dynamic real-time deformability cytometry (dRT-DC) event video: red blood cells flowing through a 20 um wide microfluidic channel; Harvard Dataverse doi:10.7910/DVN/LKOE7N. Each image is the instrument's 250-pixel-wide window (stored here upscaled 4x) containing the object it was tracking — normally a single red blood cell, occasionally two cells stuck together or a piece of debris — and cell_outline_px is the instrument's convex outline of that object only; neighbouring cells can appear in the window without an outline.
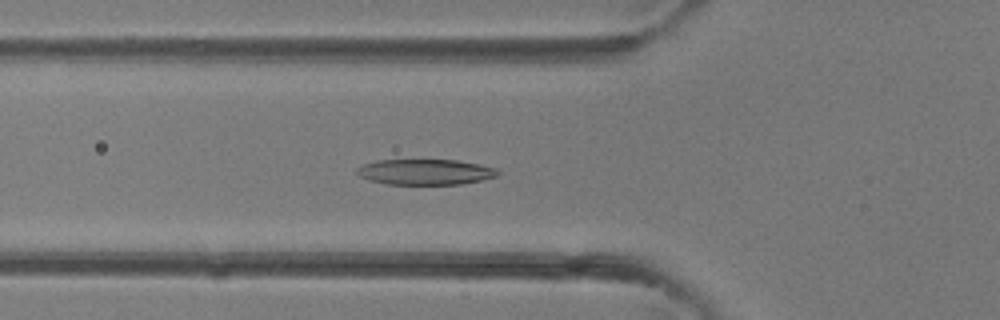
{"species": "common noctule bat (a hibernating species)", "species_latin": "Nyctalus noctula", "temperature_condition": "room temperature", "stored_images_in_passage": 41, "camera_frame_rate_fps": 3000, "um_per_image_px": 0.085, "animal": {"sex": "female"}, "frame": {"image": 1, "passage_image": 15, "time_ms": 4.667, "image_size_px": [1000, 320], "cell_outline_px": [[500, 172], [496, 176], [484, 180], [460, 184], [388, 184], [368, 180], [360, 176], [356, 172], [356, 168], [364, 164], [376, 160], [456, 160], [480, 164], [496, 168]], "centroid_in_image_um": [36.16, 14.61], "position_along_channel_um": 89.6, "area_um2": 21.04}}
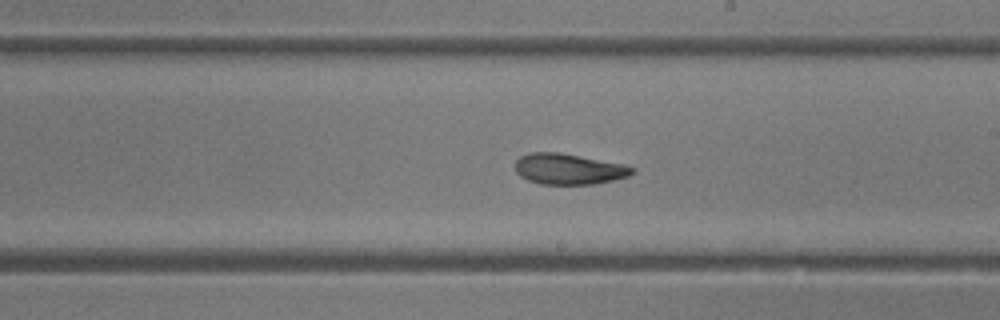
{"frame": {"image": 2, "passage_image": 24, "time_ms": 7.667, "image_size_px": [1000, 320], "cell_outline_px": [[636, 172], [628, 176], [596, 184], [540, 184], [528, 180], [520, 176], [516, 172], [516, 160], [520, 156], [528, 152], [560, 152], [624, 164], [636, 168]], "centroid_in_image_um": [48.35, 14.36], "position_along_channel_um": 240.6, "area_um2": 21.15}}
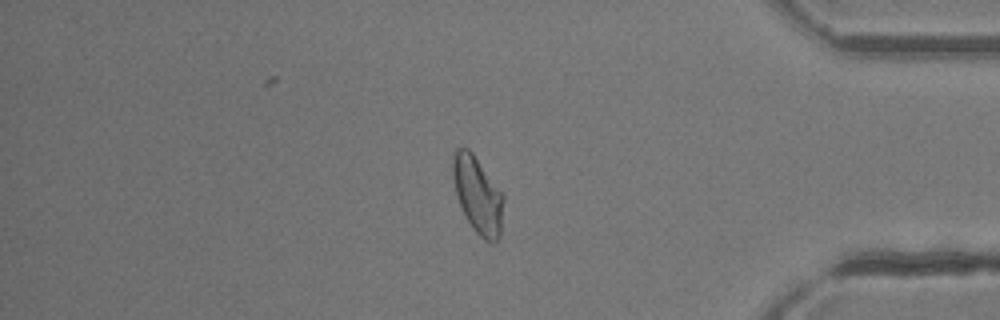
{"frame": {"image": 3, "passage_image": 35, "time_ms": 11.333, "image_size_px": [1000, 320], "cell_outline_px": [[504, 200], [500, 236], [492, 244], [484, 240], [472, 228], [456, 196], [452, 176], [452, 160], [456, 148], [468, 148], [472, 152], [504, 196]], "centroid_in_image_um": [40.6, 16.58], "position_along_channel_um": 394.6, "area_um2": 22.48}}